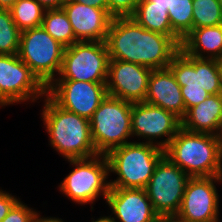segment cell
I'll return each instance as SVG.
<instances>
[{
  "label": "cell",
  "mask_w": 222,
  "mask_h": 222,
  "mask_svg": "<svg viewBox=\"0 0 222 222\" xmlns=\"http://www.w3.org/2000/svg\"><path fill=\"white\" fill-rule=\"evenodd\" d=\"M193 28L222 24V10L218 0H193Z\"/></svg>",
  "instance_id": "26"
},
{
  "label": "cell",
  "mask_w": 222,
  "mask_h": 222,
  "mask_svg": "<svg viewBox=\"0 0 222 222\" xmlns=\"http://www.w3.org/2000/svg\"><path fill=\"white\" fill-rule=\"evenodd\" d=\"M74 167L59 185V191L77 204H94L101 195L106 200L110 191L109 163L105 154L68 160Z\"/></svg>",
  "instance_id": "6"
},
{
  "label": "cell",
  "mask_w": 222,
  "mask_h": 222,
  "mask_svg": "<svg viewBox=\"0 0 222 222\" xmlns=\"http://www.w3.org/2000/svg\"><path fill=\"white\" fill-rule=\"evenodd\" d=\"M34 222H64L61 218L56 217H41L40 213H37Z\"/></svg>",
  "instance_id": "35"
},
{
  "label": "cell",
  "mask_w": 222,
  "mask_h": 222,
  "mask_svg": "<svg viewBox=\"0 0 222 222\" xmlns=\"http://www.w3.org/2000/svg\"><path fill=\"white\" fill-rule=\"evenodd\" d=\"M144 102L163 108L182 120L186 115L181 87L169 68L152 70Z\"/></svg>",
  "instance_id": "18"
},
{
  "label": "cell",
  "mask_w": 222,
  "mask_h": 222,
  "mask_svg": "<svg viewBox=\"0 0 222 222\" xmlns=\"http://www.w3.org/2000/svg\"><path fill=\"white\" fill-rule=\"evenodd\" d=\"M21 31L12 19L9 9H0V54H18Z\"/></svg>",
  "instance_id": "25"
},
{
  "label": "cell",
  "mask_w": 222,
  "mask_h": 222,
  "mask_svg": "<svg viewBox=\"0 0 222 222\" xmlns=\"http://www.w3.org/2000/svg\"><path fill=\"white\" fill-rule=\"evenodd\" d=\"M131 18L146 30L170 36L181 46L182 39L172 30L167 8L153 5L149 0H139Z\"/></svg>",
  "instance_id": "21"
},
{
  "label": "cell",
  "mask_w": 222,
  "mask_h": 222,
  "mask_svg": "<svg viewBox=\"0 0 222 222\" xmlns=\"http://www.w3.org/2000/svg\"><path fill=\"white\" fill-rule=\"evenodd\" d=\"M45 95L46 87L18 54H0V107L28 100L36 102Z\"/></svg>",
  "instance_id": "10"
},
{
  "label": "cell",
  "mask_w": 222,
  "mask_h": 222,
  "mask_svg": "<svg viewBox=\"0 0 222 222\" xmlns=\"http://www.w3.org/2000/svg\"><path fill=\"white\" fill-rule=\"evenodd\" d=\"M91 222H112L107 216H101L100 218H98L97 220H93Z\"/></svg>",
  "instance_id": "38"
},
{
  "label": "cell",
  "mask_w": 222,
  "mask_h": 222,
  "mask_svg": "<svg viewBox=\"0 0 222 222\" xmlns=\"http://www.w3.org/2000/svg\"><path fill=\"white\" fill-rule=\"evenodd\" d=\"M109 60L105 41H77L64 49L59 77L54 80L106 82Z\"/></svg>",
  "instance_id": "8"
},
{
  "label": "cell",
  "mask_w": 222,
  "mask_h": 222,
  "mask_svg": "<svg viewBox=\"0 0 222 222\" xmlns=\"http://www.w3.org/2000/svg\"><path fill=\"white\" fill-rule=\"evenodd\" d=\"M131 102L110 95L101 101L89 119L91 138L98 154H107L115 147L130 143Z\"/></svg>",
  "instance_id": "5"
},
{
  "label": "cell",
  "mask_w": 222,
  "mask_h": 222,
  "mask_svg": "<svg viewBox=\"0 0 222 222\" xmlns=\"http://www.w3.org/2000/svg\"><path fill=\"white\" fill-rule=\"evenodd\" d=\"M80 4H86L88 6L104 9L108 13L107 0H70Z\"/></svg>",
  "instance_id": "32"
},
{
  "label": "cell",
  "mask_w": 222,
  "mask_h": 222,
  "mask_svg": "<svg viewBox=\"0 0 222 222\" xmlns=\"http://www.w3.org/2000/svg\"><path fill=\"white\" fill-rule=\"evenodd\" d=\"M181 128V120L173 113L146 102L133 103L131 109L132 136L146 139L165 149ZM162 137H166L165 139ZM160 139L156 141V139ZM154 141V142H153Z\"/></svg>",
  "instance_id": "12"
},
{
  "label": "cell",
  "mask_w": 222,
  "mask_h": 222,
  "mask_svg": "<svg viewBox=\"0 0 222 222\" xmlns=\"http://www.w3.org/2000/svg\"><path fill=\"white\" fill-rule=\"evenodd\" d=\"M153 2V5H160L168 9L169 0H149Z\"/></svg>",
  "instance_id": "37"
},
{
  "label": "cell",
  "mask_w": 222,
  "mask_h": 222,
  "mask_svg": "<svg viewBox=\"0 0 222 222\" xmlns=\"http://www.w3.org/2000/svg\"><path fill=\"white\" fill-rule=\"evenodd\" d=\"M181 94L183 96L186 112L190 108L198 105L211 95L203 88L202 89L181 88Z\"/></svg>",
  "instance_id": "29"
},
{
  "label": "cell",
  "mask_w": 222,
  "mask_h": 222,
  "mask_svg": "<svg viewBox=\"0 0 222 222\" xmlns=\"http://www.w3.org/2000/svg\"><path fill=\"white\" fill-rule=\"evenodd\" d=\"M221 121L222 94H215L190 108L181 120V127L193 133L215 135Z\"/></svg>",
  "instance_id": "19"
},
{
  "label": "cell",
  "mask_w": 222,
  "mask_h": 222,
  "mask_svg": "<svg viewBox=\"0 0 222 222\" xmlns=\"http://www.w3.org/2000/svg\"><path fill=\"white\" fill-rule=\"evenodd\" d=\"M37 213L19 199L1 222H34Z\"/></svg>",
  "instance_id": "27"
},
{
  "label": "cell",
  "mask_w": 222,
  "mask_h": 222,
  "mask_svg": "<svg viewBox=\"0 0 222 222\" xmlns=\"http://www.w3.org/2000/svg\"><path fill=\"white\" fill-rule=\"evenodd\" d=\"M189 178L167 156L160 159L144 188L159 217L178 213Z\"/></svg>",
  "instance_id": "9"
},
{
  "label": "cell",
  "mask_w": 222,
  "mask_h": 222,
  "mask_svg": "<svg viewBox=\"0 0 222 222\" xmlns=\"http://www.w3.org/2000/svg\"><path fill=\"white\" fill-rule=\"evenodd\" d=\"M139 0H107L108 14L112 18L131 17Z\"/></svg>",
  "instance_id": "28"
},
{
  "label": "cell",
  "mask_w": 222,
  "mask_h": 222,
  "mask_svg": "<svg viewBox=\"0 0 222 222\" xmlns=\"http://www.w3.org/2000/svg\"><path fill=\"white\" fill-rule=\"evenodd\" d=\"M9 10L21 32L40 27L46 11L36 0H17Z\"/></svg>",
  "instance_id": "23"
},
{
  "label": "cell",
  "mask_w": 222,
  "mask_h": 222,
  "mask_svg": "<svg viewBox=\"0 0 222 222\" xmlns=\"http://www.w3.org/2000/svg\"><path fill=\"white\" fill-rule=\"evenodd\" d=\"M18 200L19 198L0 189V222L7 216L10 209Z\"/></svg>",
  "instance_id": "30"
},
{
  "label": "cell",
  "mask_w": 222,
  "mask_h": 222,
  "mask_svg": "<svg viewBox=\"0 0 222 222\" xmlns=\"http://www.w3.org/2000/svg\"><path fill=\"white\" fill-rule=\"evenodd\" d=\"M152 69L122 60H109L106 81L107 95L131 103L144 102Z\"/></svg>",
  "instance_id": "15"
},
{
  "label": "cell",
  "mask_w": 222,
  "mask_h": 222,
  "mask_svg": "<svg viewBox=\"0 0 222 222\" xmlns=\"http://www.w3.org/2000/svg\"><path fill=\"white\" fill-rule=\"evenodd\" d=\"M46 94L61 108L90 119L107 95L106 82L54 80Z\"/></svg>",
  "instance_id": "11"
},
{
  "label": "cell",
  "mask_w": 222,
  "mask_h": 222,
  "mask_svg": "<svg viewBox=\"0 0 222 222\" xmlns=\"http://www.w3.org/2000/svg\"><path fill=\"white\" fill-rule=\"evenodd\" d=\"M164 155L161 147L134 140L113 148L106 157L110 174L118 176L110 180V187L144 189Z\"/></svg>",
  "instance_id": "4"
},
{
  "label": "cell",
  "mask_w": 222,
  "mask_h": 222,
  "mask_svg": "<svg viewBox=\"0 0 222 222\" xmlns=\"http://www.w3.org/2000/svg\"><path fill=\"white\" fill-rule=\"evenodd\" d=\"M220 6H221V10H222V0H218Z\"/></svg>",
  "instance_id": "40"
},
{
  "label": "cell",
  "mask_w": 222,
  "mask_h": 222,
  "mask_svg": "<svg viewBox=\"0 0 222 222\" xmlns=\"http://www.w3.org/2000/svg\"><path fill=\"white\" fill-rule=\"evenodd\" d=\"M168 68L181 88H203L211 95L221 94V60L196 58L179 49Z\"/></svg>",
  "instance_id": "14"
},
{
  "label": "cell",
  "mask_w": 222,
  "mask_h": 222,
  "mask_svg": "<svg viewBox=\"0 0 222 222\" xmlns=\"http://www.w3.org/2000/svg\"><path fill=\"white\" fill-rule=\"evenodd\" d=\"M105 43L110 59L152 70L168 68L180 49L170 36L146 30L131 17L112 18Z\"/></svg>",
  "instance_id": "1"
},
{
  "label": "cell",
  "mask_w": 222,
  "mask_h": 222,
  "mask_svg": "<svg viewBox=\"0 0 222 222\" xmlns=\"http://www.w3.org/2000/svg\"><path fill=\"white\" fill-rule=\"evenodd\" d=\"M106 203L115 216H107L112 222H158L160 218L145 189L111 187Z\"/></svg>",
  "instance_id": "16"
},
{
  "label": "cell",
  "mask_w": 222,
  "mask_h": 222,
  "mask_svg": "<svg viewBox=\"0 0 222 222\" xmlns=\"http://www.w3.org/2000/svg\"><path fill=\"white\" fill-rule=\"evenodd\" d=\"M220 72H221L220 82H221V94H222V60H221V69H220Z\"/></svg>",
  "instance_id": "39"
},
{
  "label": "cell",
  "mask_w": 222,
  "mask_h": 222,
  "mask_svg": "<svg viewBox=\"0 0 222 222\" xmlns=\"http://www.w3.org/2000/svg\"><path fill=\"white\" fill-rule=\"evenodd\" d=\"M62 9L67 14L78 41H105L112 17L104 10L67 0Z\"/></svg>",
  "instance_id": "17"
},
{
  "label": "cell",
  "mask_w": 222,
  "mask_h": 222,
  "mask_svg": "<svg viewBox=\"0 0 222 222\" xmlns=\"http://www.w3.org/2000/svg\"><path fill=\"white\" fill-rule=\"evenodd\" d=\"M215 137H216V140L218 142L219 154H220L221 159H222V121L220 122L218 130L215 133Z\"/></svg>",
  "instance_id": "34"
},
{
  "label": "cell",
  "mask_w": 222,
  "mask_h": 222,
  "mask_svg": "<svg viewBox=\"0 0 222 222\" xmlns=\"http://www.w3.org/2000/svg\"><path fill=\"white\" fill-rule=\"evenodd\" d=\"M189 177L222 176V159L215 135L193 133L182 127L164 149Z\"/></svg>",
  "instance_id": "3"
},
{
  "label": "cell",
  "mask_w": 222,
  "mask_h": 222,
  "mask_svg": "<svg viewBox=\"0 0 222 222\" xmlns=\"http://www.w3.org/2000/svg\"><path fill=\"white\" fill-rule=\"evenodd\" d=\"M64 49L40 26L21 32L18 56L47 88L59 75Z\"/></svg>",
  "instance_id": "7"
},
{
  "label": "cell",
  "mask_w": 222,
  "mask_h": 222,
  "mask_svg": "<svg viewBox=\"0 0 222 222\" xmlns=\"http://www.w3.org/2000/svg\"><path fill=\"white\" fill-rule=\"evenodd\" d=\"M43 98L41 119L49 135V145L67 160L98 155L91 138L89 119L61 108L47 94Z\"/></svg>",
  "instance_id": "2"
},
{
  "label": "cell",
  "mask_w": 222,
  "mask_h": 222,
  "mask_svg": "<svg viewBox=\"0 0 222 222\" xmlns=\"http://www.w3.org/2000/svg\"><path fill=\"white\" fill-rule=\"evenodd\" d=\"M158 222H189V221L183 220L177 215H171V216L160 217Z\"/></svg>",
  "instance_id": "33"
},
{
  "label": "cell",
  "mask_w": 222,
  "mask_h": 222,
  "mask_svg": "<svg viewBox=\"0 0 222 222\" xmlns=\"http://www.w3.org/2000/svg\"><path fill=\"white\" fill-rule=\"evenodd\" d=\"M193 0H169L168 14L172 30L183 39L193 29Z\"/></svg>",
  "instance_id": "24"
},
{
  "label": "cell",
  "mask_w": 222,
  "mask_h": 222,
  "mask_svg": "<svg viewBox=\"0 0 222 222\" xmlns=\"http://www.w3.org/2000/svg\"><path fill=\"white\" fill-rule=\"evenodd\" d=\"M41 26L65 48L78 41L63 9L46 10Z\"/></svg>",
  "instance_id": "22"
},
{
  "label": "cell",
  "mask_w": 222,
  "mask_h": 222,
  "mask_svg": "<svg viewBox=\"0 0 222 222\" xmlns=\"http://www.w3.org/2000/svg\"><path fill=\"white\" fill-rule=\"evenodd\" d=\"M218 182L222 176L190 177L176 215L189 222H220Z\"/></svg>",
  "instance_id": "13"
},
{
  "label": "cell",
  "mask_w": 222,
  "mask_h": 222,
  "mask_svg": "<svg viewBox=\"0 0 222 222\" xmlns=\"http://www.w3.org/2000/svg\"><path fill=\"white\" fill-rule=\"evenodd\" d=\"M180 49L196 58L222 60V24L193 28L182 39Z\"/></svg>",
  "instance_id": "20"
},
{
  "label": "cell",
  "mask_w": 222,
  "mask_h": 222,
  "mask_svg": "<svg viewBox=\"0 0 222 222\" xmlns=\"http://www.w3.org/2000/svg\"><path fill=\"white\" fill-rule=\"evenodd\" d=\"M45 10L62 9L67 0H36Z\"/></svg>",
  "instance_id": "31"
},
{
  "label": "cell",
  "mask_w": 222,
  "mask_h": 222,
  "mask_svg": "<svg viewBox=\"0 0 222 222\" xmlns=\"http://www.w3.org/2000/svg\"><path fill=\"white\" fill-rule=\"evenodd\" d=\"M17 0H0V9H10Z\"/></svg>",
  "instance_id": "36"
}]
</instances>
